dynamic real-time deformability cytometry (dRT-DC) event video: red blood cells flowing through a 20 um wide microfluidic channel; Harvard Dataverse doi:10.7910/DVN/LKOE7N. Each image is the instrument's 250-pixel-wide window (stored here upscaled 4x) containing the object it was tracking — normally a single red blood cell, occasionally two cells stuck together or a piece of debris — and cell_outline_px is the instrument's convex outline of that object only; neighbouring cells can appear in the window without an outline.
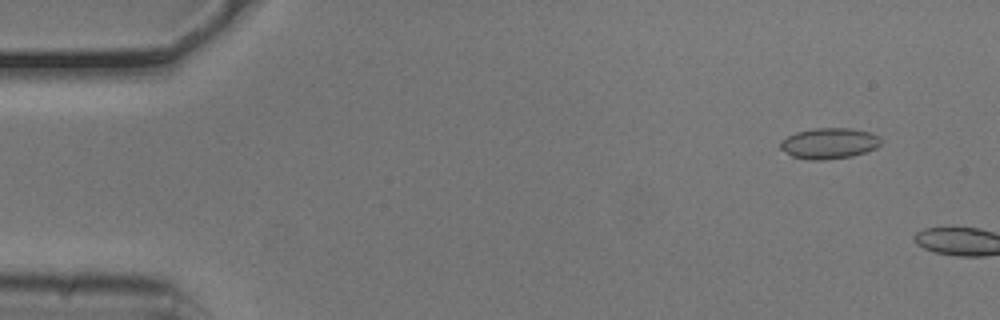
{"species": "common noctule bat (a hibernating species)", "species_latin": "Nyctalus noctula", "temperature_condition": "cold", "stored_images_in_passage": 6, "camera_frame_rate_fps": 3000, "um_per_image_px": 0.085, "animal": {"sex": "male", "body_mass_g": 20.5, "forearm_length_mm": 52.5}, "frame": {"image": 1, "passage_image": 4, "time_ms": 1.0, "image_size_px": [1000, 320], "cell_outline_px": [[880, 144], [876, 148], [852, 156], [824, 160], [808, 160], [792, 156], [780, 148], [780, 144], [788, 136], [796, 132], [816, 128], [848, 128], [868, 132], [876, 136], [880, 140]], "centroid_in_image_um": [70.45, 12.19], "position_along_channel_um": 14.5, "area_um2": 17.74}}